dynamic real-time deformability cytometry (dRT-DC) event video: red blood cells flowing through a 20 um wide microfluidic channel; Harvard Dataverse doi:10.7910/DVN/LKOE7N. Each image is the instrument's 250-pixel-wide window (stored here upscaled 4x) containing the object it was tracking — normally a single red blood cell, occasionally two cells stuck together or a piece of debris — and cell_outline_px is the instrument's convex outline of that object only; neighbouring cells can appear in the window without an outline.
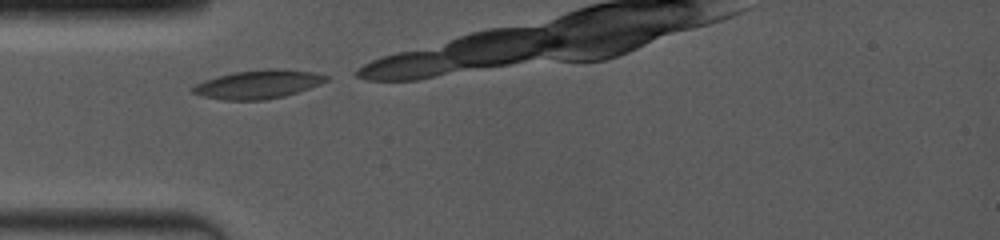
{"species": "common noctule bat (a hibernating species)", "species_latin": "Nyctalus noctula", "temperature_condition": "room temperature", "stored_images_in_passage": 2, "camera_frame_rate_fps": 4000, "um_per_image_px": 0.085, "animal": {"sex": "female", "body_mass_g": 19.0, "forearm_length_mm": 53.3}, "frame": {"image": 1, "passage_image": 1, "time_ms": 0.0, "image_size_px": [1000, 240], "cell_outline_px": [[328, 80], [320, 84], [284, 96], [264, 100], [224, 100], [200, 96], [192, 92], [192, 88], [196, 84], [204, 80], [232, 72], [268, 68], [272, 68], [316, 72], [328, 76]], "centroid_in_image_um": [21.92, 7.16], "position_along_channel_um": 63.1, "area_um2": 22.2}}